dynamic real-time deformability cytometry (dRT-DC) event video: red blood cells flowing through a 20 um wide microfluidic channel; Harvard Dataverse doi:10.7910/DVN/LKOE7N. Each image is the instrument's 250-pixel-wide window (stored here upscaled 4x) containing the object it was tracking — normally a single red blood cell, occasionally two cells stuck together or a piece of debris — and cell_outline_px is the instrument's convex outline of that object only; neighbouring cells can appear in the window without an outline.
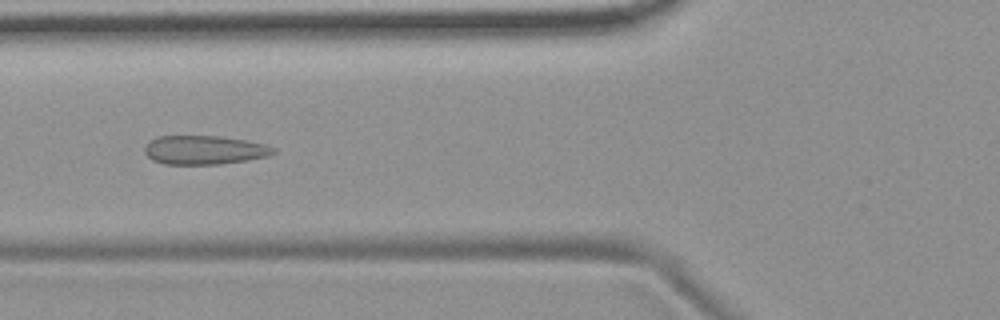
{"species": "common noctule bat (a hibernating species)", "species_latin": "Nyctalus noctula", "temperature_condition": "room temperature", "stored_images_in_passage": 55, "camera_frame_rate_fps": 3000, "um_per_image_px": 0.085, "animal": {"sex": "female", "body_mass_g": 19.9}, "frame": {"image": 1, "passage_image": 21, "time_ms": 6.667, "image_size_px": [1000, 320], "cell_outline_px": [[276, 152], [268, 156], [248, 160], [220, 164], [164, 164], [152, 160], [144, 152], [144, 148], [156, 136], [220, 136], [244, 140], [264, 144], [276, 148]], "centroid_in_image_um": [17.38, 12.75], "position_along_channel_um": 108.4, "area_um2": 21.62}}
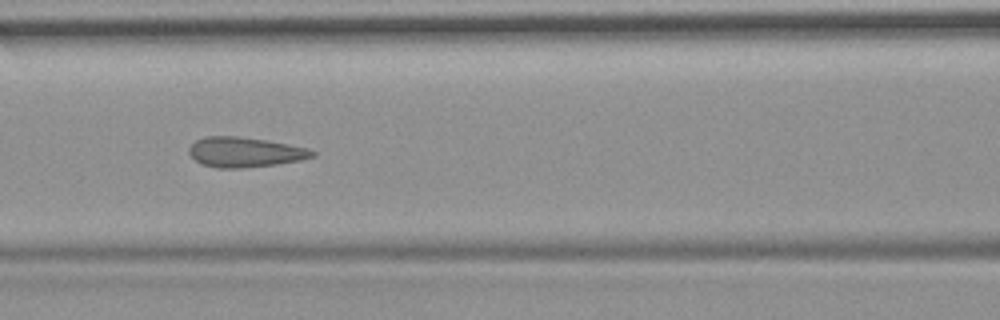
{"frame": {"image": 2, "passage_image": 24, "time_ms": 7.667, "image_size_px": [1000, 320], "cell_outline_px": [[316, 156], [300, 160], [276, 164], [240, 168], [216, 168], [204, 164], [196, 160], [188, 152], [188, 148], [196, 140], [204, 136], [240, 136], [268, 140], [308, 148], [316, 152]], "centroid_in_image_um": [20.83, 12.92], "position_along_channel_um": 145.8, "area_um2": 21.56}}
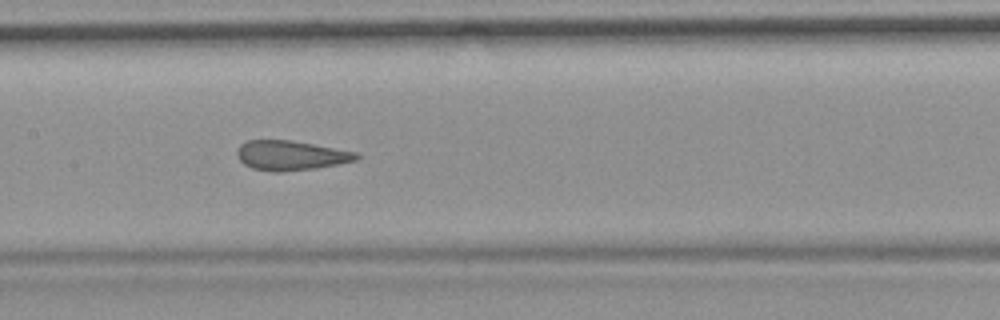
{"frame": {"image": 3, "passage_image": 27, "time_ms": 8.667, "image_size_px": [1000, 320], "cell_outline_px": [[360, 156], [356, 160], [316, 168], [284, 172], [272, 172], [252, 168], [244, 164], [236, 156], [236, 148], [240, 144], [248, 140], [292, 140], [356, 152]], "centroid_in_image_um": [24.66, 13.21], "position_along_channel_um": 182.7, "area_um2": 20.69}, "authors_computed_cell_mechanics": {"area_um2": 21.9062, "velocity_mm_per_s": 3.7119, "shape_relaxation_time_tau1_ms": null, "shape_relaxation_time_tau2_ms": 1.4379, "deformation_change_tau1": null, "deformation_change_tau2": 0.0673}}